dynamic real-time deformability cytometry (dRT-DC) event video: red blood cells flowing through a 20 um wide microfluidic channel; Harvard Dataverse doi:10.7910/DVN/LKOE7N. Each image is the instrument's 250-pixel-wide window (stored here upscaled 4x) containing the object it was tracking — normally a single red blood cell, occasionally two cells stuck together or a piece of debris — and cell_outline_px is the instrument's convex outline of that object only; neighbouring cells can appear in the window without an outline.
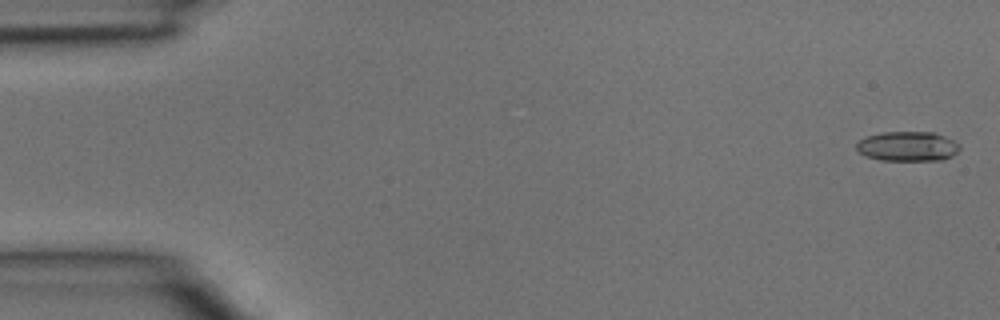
{"species": "common noctule bat (a hibernating species)", "species_latin": "Nyctalus noctula", "temperature_condition": "room temperature", "stored_images_in_passage": 4, "camera_frame_rate_fps": 3000, "um_per_image_px": 0.085, "animal": {"sex": "male", "body_mass_g": 15.6}, "frame": {"image": 1, "passage_image": 1, "time_ms": 0.0, "image_size_px": [1000, 320], "cell_outline_px": [[960, 148], [952, 156], [940, 160], [880, 160], [868, 156], [860, 152], [856, 148], [856, 144], [864, 136], [880, 132], [932, 132], [944, 136], [960, 144]], "centroid_in_image_um": [77.14, 12.43], "position_along_channel_um": 7.9, "area_um2": 17.8}}